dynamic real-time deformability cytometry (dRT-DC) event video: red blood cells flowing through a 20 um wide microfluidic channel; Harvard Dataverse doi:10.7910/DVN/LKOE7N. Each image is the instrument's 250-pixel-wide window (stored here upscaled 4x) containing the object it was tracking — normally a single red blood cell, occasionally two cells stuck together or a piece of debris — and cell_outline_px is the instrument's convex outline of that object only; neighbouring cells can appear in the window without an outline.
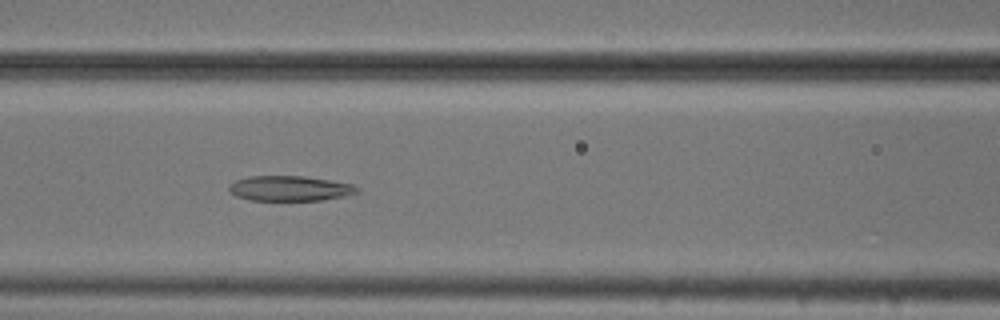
{"species": "common noctule bat (a hibernating species)", "species_latin": "Nyctalus noctula", "temperature_condition": "cold", "stored_images_in_passage": 21, "camera_frame_rate_fps": 3000, "um_per_image_px": 0.085, "animal": {"sex": "male", "body_mass_g": 20.5, "forearm_length_mm": 52.5}, "frame": {"image": 1, "passage_image": 15, "time_ms": 4.667, "image_size_px": [1000, 320], "cell_outline_px": [[360, 192], [344, 196], [320, 200], [248, 200], [236, 196], [228, 192], [228, 184], [236, 180], [248, 176], [304, 176], [352, 184], [360, 188]], "centroid_in_image_um": [24.59, 16.01], "position_along_channel_um": 142.0, "area_um2": 18.84}}
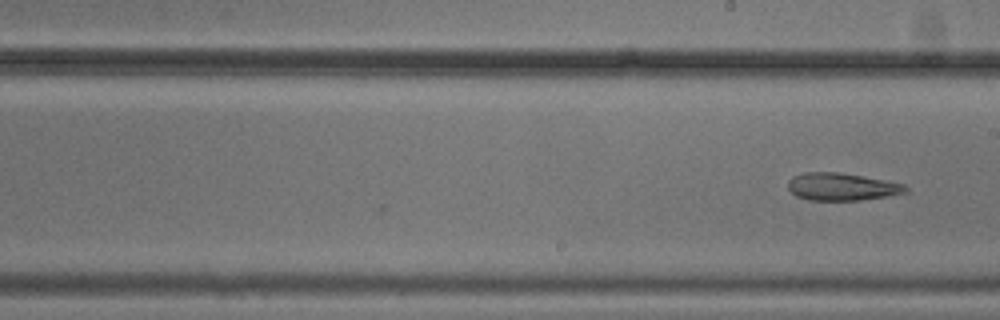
{"frame": {"image": 2, "passage_image": 21, "time_ms": 6.667, "image_size_px": [1000, 320], "cell_outline_px": [[912, 192], [860, 200], [808, 200], [796, 196], [788, 188], [788, 180], [792, 176], [804, 172], [840, 172], [864, 176], [904, 184]], "centroid_in_image_um": [71.56, 15.87], "position_along_channel_um": 217.4, "area_um2": 19.02}}